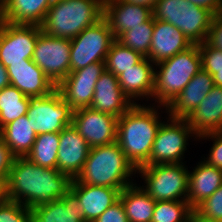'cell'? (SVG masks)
<instances>
[{
	"label": "cell",
	"mask_w": 222,
	"mask_h": 222,
	"mask_svg": "<svg viewBox=\"0 0 222 222\" xmlns=\"http://www.w3.org/2000/svg\"><path fill=\"white\" fill-rule=\"evenodd\" d=\"M71 182L58 169L40 167L26 157H15L6 181L7 199L33 209L63 197Z\"/></svg>",
	"instance_id": "1"
},
{
	"label": "cell",
	"mask_w": 222,
	"mask_h": 222,
	"mask_svg": "<svg viewBox=\"0 0 222 222\" xmlns=\"http://www.w3.org/2000/svg\"><path fill=\"white\" fill-rule=\"evenodd\" d=\"M133 104L117 120L116 142L127 159L138 169L144 166L150 157L157 132L162 124L157 105Z\"/></svg>",
	"instance_id": "2"
},
{
	"label": "cell",
	"mask_w": 222,
	"mask_h": 222,
	"mask_svg": "<svg viewBox=\"0 0 222 222\" xmlns=\"http://www.w3.org/2000/svg\"><path fill=\"white\" fill-rule=\"evenodd\" d=\"M137 169L127 159L117 142L92 147L76 180L81 184L107 186L122 191L134 182ZM130 177V178H129Z\"/></svg>",
	"instance_id": "3"
},
{
	"label": "cell",
	"mask_w": 222,
	"mask_h": 222,
	"mask_svg": "<svg viewBox=\"0 0 222 222\" xmlns=\"http://www.w3.org/2000/svg\"><path fill=\"white\" fill-rule=\"evenodd\" d=\"M103 15L104 0H57L52 2L41 28L50 36L73 39Z\"/></svg>",
	"instance_id": "4"
},
{
	"label": "cell",
	"mask_w": 222,
	"mask_h": 222,
	"mask_svg": "<svg viewBox=\"0 0 222 222\" xmlns=\"http://www.w3.org/2000/svg\"><path fill=\"white\" fill-rule=\"evenodd\" d=\"M155 67L153 99L167 107L202 69L198 44L156 63Z\"/></svg>",
	"instance_id": "5"
},
{
	"label": "cell",
	"mask_w": 222,
	"mask_h": 222,
	"mask_svg": "<svg viewBox=\"0 0 222 222\" xmlns=\"http://www.w3.org/2000/svg\"><path fill=\"white\" fill-rule=\"evenodd\" d=\"M156 20L177 27L192 44L207 40L214 15L186 0H158L152 10Z\"/></svg>",
	"instance_id": "6"
},
{
	"label": "cell",
	"mask_w": 222,
	"mask_h": 222,
	"mask_svg": "<svg viewBox=\"0 0 222 222\" xmlns=\"http://www.w3.org/2000/svg\"><path fill=\"white\" fill-rule=\"evenodd\" d=\"M188 172L184 163L155 164L137 169L146 184L142 188L156 202L187 200Z\"/></svg>",
	"instance_id": "7"
},
{
	"label": "cell",
	"mask_w": 222,
	"mask_h": 222,
	"mask_svg": "<svg viewBox=\"0 0 222 222\" xmlns=\"http://www.w3.org/2000/svg\"><path fill=\"white\" fill-rule=\"evenodd\" d=\"M108 21L103 17L95 25L85 28L71 39L70 72L96 62H105L115 41Z\"/></svg>",
	"instance_id": "8"
},
{
	"label": "cell",
	"mask_w": 222,
	"mask_h": 222,
	"mask_svg": "<svg viewBox=\"0 0 222 222\" xmlns=\"http://www.w3.org/2000/svg\"><path fill=\"white\" fill-rule=\"evenodd\" d=\"M194 135L196 138L197 136L187 119L169 116L167 122H162L155 137L149 160L144 166L183 163L187 141Z\"/></svg>",
	"instance_id": "9"
},
{
	"label": "cell",
	"mask_w": 222,
	"mask_h": 222,
	"mask_svg": "<svg viewBox=\"0 0 222 222\" xmlns=\"http://www.w3.org/2000/svg\"><path fill=\"white\" fill-rule=\"evenodd\" d=\"M73 111L56 89L47 96L31 98L26 115L32 130L38 135L60 133L72 125Z\"/></svg>",
	"instance_id": "10"
},
{
	"label": "cell",
	"mask_w": 222,
	"mask_h": 222,
	"mask_svg": "<svg viewBox=\"0 0 222 222\" xmlns=\"http://www.w3.org/2000/svg\"><path fill=\"white\" fill-rule=\"evenodd\" d=\"M71 39L53 37L41 31L32 60L57 86L70 73Z\"/></svg>",
	"instance_id": "11"
},
{
	"label": "cell",
	"mask_w": 222,
	"mask_h": 222,
	"mask_svg": "<svg viewBox=\"0 0 222 222\" xmlns=\"http://www.w3.org/2000/svg\"><path fill=\"white\" fill-rule=\"evenodd\" d=\"M39 25L10 24L0 20V62L5 66L32 59Z\"/></svg>",
	"instance_id": "12"
},
{
	"label": "cell",
	"mask_w": 222,
	"mask_h": 222,
	"mask_svg": "<svg viewBox=\"0 0 222 222\" xmlns=\"http://www.w3.org/2000/svg\"><path fill=\"white\" fill-rule=\"evenodd\" d=\"M105 71V62H96L70 72L56 89L73 110L91 106L95 84Z\"/></svg>",
	"instance_id": "13"
},
{
	"label": "cell",
	"mask_w": 222,
	"mask_h": 222,
	"mask_svg": "<svg viewBox=\"0 0 222 222\" xmlns=\"http://www.w3.org/2000/svg\"><path fill=\"white\" fill-rule=\"evenodd\" d=\"M118 118L90 107L73 111L72 125L90 148L116 142Z\"/></svg>",
	"instance_id": "14"
},
{
	"label": "cell",
	"mask_w": 222,
	"mask_h": 222,
	"mask_svg": "<svg viewBox=\"0 0 222 222\" xmlns=\"http://www.w3.org/2000/svg\"><path fill=\"white\" fill-rule=\"evenodd\" d=\"M90 147L73 125L66 126L59 137L57 169L71 179L81 173Z\"/></svg>",
	"instance_id": "15"
},
{
	"label": "cell",
	"mask_w": 222,
	"mask_h": 222,
	"mask_svg": "<svg viewBox=\"0 0 222 222\" xmlns=\"http://www.w3.org/2000/svg\"><path fill=\"white\" fill-rule=\"evenodd\" d=\"M132 105L133 103L122 91L118 77L105 70L95 84L90 108L119 118Z\"/></svg>",
	"instance_id": "16"
},
{
	"label": "cell",
	"mask_w": 222,
	"mask_h": 222,
	"mask_svg": "<svg viewBox=\"0 0 222 222\" xmlns=\"http://www.w3.org/2000/svg\"><path fill=\"white\" fill-rule=\"evenodd\" d=\"M10 85L16 87L25 96L44 97L56 90V85L44 72L28 59L26 63L12 64L6 67Z\"/></svg>",
	"instance_id": "17"
},
{
	"label": "cell",
	"mask_w": 222,
	"mask_h": 222,
	"mask_svg": "<svg viewBox=\"0 0 222 222\" xmlns=\"http://www.w3.org/2000/svg\"><path fill=\"white\" fill-rule=\"evenodd\" d=\"M70 189L77 195L85 222H94L105 210L119 200L120 190L107 186L81 184L72 179Z\"/></svg>",
	"instance_id": "18"
},
{
	"label": "cell",
	"mask_w": 222,
	"mask_h": 222,
	"mask_svg": "<svg viewBox=\"0 0 222 222\" xmlns=\"http://www.w3.org/2000/svg\"><path fill=\"white\" fill-rule=\"evenodd\" d=\"M192 45L177 27L165 21L154 19L153 36L147 58L156 64L173 57Z\"/></svg>",
	"instance_id": "19"
},
{
	"label": "cell",
	"mask_w": 222,
	"mask_h": 222,
	"mask_svg": "<svg viewBox=\"0 0 222 222\" xmlns=\"http://www.w3.org/2000/svg\"><path fill=\"white\" fill-rule=\"evenodd\" d=\"M214 86L213 77L201 69L165 108L167 116L187 119Z\"/></svg>",
	"instance_id": "20"
},
{
	"label": "cell",
	"mask_w": 222,
	"mask_h": 222,
	"mask_svg": "<svg viewBox=\"0 0 222 222\" xmlns=\"http://www.w3.org/2000/svg\"><path fill=\"white\" fill-rule=\"evenodd\" d=\"M103 16L117 39L131 27L140 26L148 21L153 16V12L148 7L134 5L125 0H104Z\"/></svg>",
	"instance_id": "21"
},
{
	"label": "cell",
	"mask_w": 222,
	"mask_h": 222,
	"mask_svg": "<svg viewBox=\"0 0 222 222\" xmlns=\"http://www.w3.org/2000/svg\"><path fill=\"white\" fill-rule=\"evenodd\" d=\"M28 222H85L77 195L69 189L63 197L30 209Z\"/></svg>",
	"instance_id": "22"
},
{
	"label": "cell",
	"mask_w": 222,
	"mask_h": 222,
	"mask_svg": "<svg viewBox=\"0 0 222 222\" xmlns=\"http://www.w3.org/2000/svg\"><path fill=\"white\" fill-rule=\"evenodd\" d=\"M187 121L197 137L222 131V87L214 86Z\"/></svg>",
	"instance_id": "23"
},
{
	"label": "cell",
	"mask_w": 222,
	"mask_h": 222,
	"mask_svg": "<svg viewBox=\"0 0 222 222\" xmlns=\"http://www.w3.org/2000/svg\"><path fill=\"white\" fill-rule=\"evenodd\" d=\"M51 4V0H0V20L41 26Z\"/></svg>",
	"instance_id": "24"
},
{
	"label": "cell",
	"mask_w": 222,
	"mask_h": 222,
	"mask_svg": "<svg viewBox=\"0 0 222 222\" xmlns=\"http://www.w3.org/2000/svg\"><path fill=\"white\" fill-rule=\"evenodd\" d=\"M144 57L133 68L125 70L118 76L120 87L133 104L141 98H153L155 64ZM139 97V98H138Z\"/></svg>",
	"instance_id": "25"
},
{
	"label": "cell",
	"mask_w": 222,
	"mask_h": 222,
	"mask_svg": "<svg viewBox=\"0 0 222 222\" xmlns=\"http://www.w3.org/2000/svg\"><path fill=\"white\" fill-rule=\"evenodd\" d=\"M188 181L187 201L194 210L222 185V170L200 161L188 172Z\"/></svg>",
	"instance_id": "26"
},
{
	"label": "cell",
	"mask_w": 222,
	"mask_h": 222,
	"mask_svg": "<svg viewBox=\"0 0 222 222\" xmlns=\"http://www.w3.org/2000/svg\"><path fill=\"white\" fill-rule=\"evenodd\" d=\"M129 222H151L156 201L137 184L124 188L119 195Z\"/></svg>",
	"instance_id": "27"
},
{
	"label": "cell",
	"mask_w": 222,
	"mask_h": 222,
	"mask_svg": "<svg viewBox=\"0 0 222 222\" xmlns=\"http://www.w3.org/2000/svg\"><path fill=\"white\" fill-rule=\"evenodd\" d=\"M0 137L15 157H26L37 137L27 115L20 116L0 129Z\"/></svg>",
	"instance_id": "28"
},
{
	"label": "cell",
	"mask_w": 222,
	"mask_h": 222,
	"mask_svg": "<svg viewBox=\"0 0 222 222\" xmlns=\"http://www.w3.org/2000/svg\"><path fill=\"white\" fill-rule=\"evenodd\" d=\"M31 97L9 85L0 90V129L20 116L26 115Z\"/></svg>",
	"instance_id": "29"
},
{
	"label": "cell",
	"mask_w": 222,
	"mask_h": 222,
	"mask_svg": "<svg viewBox=\"0 0 222 222\" xmlns=\"http://www.w3.org/2000/svg\"><path fill=\"white\" fill-rule=\"evenodd\" d=\"M59 137L60 133L38 134L26 158L40 167L57 169Z\"/></svg>",
	"instance_id": "30"
},
{
	"label": "cell",
	"mask_w": 222,
	"mask_h": 222,
	"mask_svg": "<svg viewBox=\"0 0 222 222\" xmlns=\"http://www.w3.org/2000/svg\"><path fill=\"white\" fill-rule=\"evenodd\" d=\"M144 57L131 48L123 46L115 40L108 51L105 59V70L113 73L116 77L121 75L125 70L133 68Z\"/></svg>",
	"instance_id": "31"
},
{
	"label": "cell",
	"mask_w": 222,
	"mask_h": 222,
	"mask_svg": "<svg viewBox=\"0 0 222 222\" xmlns=\"http://www.w3.org/2000/svg\"><path fill=\"white\" fill-rule=\"evenodd\" d=\"M154 29V17L140 24V26L131 27L130 30L123 32L116 40L123 46L139 52L143 57L149 55L151 39Z\"/></svg>",
	"instance_id": "32"
},
{
	"label": "cell",
	"mask_w": 222,
	"mask_h": 222,
	"mask_svg": "<svg viewBox=\"0 0 222 222\" xmlns=\"http://www.w3.org/2000/svg\"><path fill=\"white\" fill-rule=\"evenodd\" d=\"M193 212L187 200L157 201L151 222H191Z\"/></svg>",
	"instance_id": "33"
},
{
	"label": "cell",
	"mask_w": 222,
	"mask_h": 222,
	"mask_svg": "<svg viewBox=\"0 0 222 222\" xmlns=\"http://www.w3.org/2000/svg\"><path fill=\"white\" fill-rule=\"evenodd\" d=\"M194 213L200 218L222 221V185L201 202Z\"/></svg>",
	"instance_id": "34"
},
{
	"label": "cell",
	"mask_w": 222,
	"mask_h": 222,
	"mask_svg": "<svg viewBox=\"0 0 222 222\" xmlns=\"http://www.w3.org/2000/svg\"><path fill=\"white\" fill-rule=\"evenodd\" d=\"M30 209L19 202L6 200L0 203V222H28Z\"/></svg>",
	"instance_id": "35"
},
{
	"label": "cell",
	"mask_w": 222,
	"mask_h": 222,
	"mask_svg": "<svg viewBox=\"0 0 222 222\" xmlns=\"http://www.w3.org/2000/svg\"><path fill=\"white\" fill-rule=\"evenodd\" d=\"M202 70L213 75V67H222V50L212 47L207 41L198 44Z\"/></svg>",
	"instance_id": "36"
},
{
	"label": "cell",
	"mask_w": 222,
	"mask_h": 222,
	"mask_svg": "<svg viewBox=\"0 0 222 222\" xmlns=\"http://www.w3.org/2000/svg\"><path fill=\"white\" fill-rule=\"evenodd\" d=\"M199 137V138H198ZM196 139H212L213 145L210 149L208 157H204V161L218 169L222 170V131L208 132L198 136ZM206 159V160H205Z\"/></svg>",
	"instance_id": "37"
},
{
	"label": "cell",
	"mask_w": 222,
	"mask_h": 222,
	"mask_svg": "<svg viewBox=\"0 0 222 222\" xmlns=\"http://www.w3.org/2000/svg\"><path fill=\"white\" fill-rule=\"evenodd\" d=\"M94 222H129L121 200L105 210Z\"/></svg>",
	"instance_id": "38"
},
{
	"label": "cell",
	"mask_w": 222,
	"mask_h": 222,
	"mask_svg": "<svg viewBox=\"0 0 222 222\" xmlns=\"http://www.w3.org/2000/svg\"><path fill=\"white\" fill-rule=\"evenodd\" d=\"M15 156L0 137V178L8 179Z\"/></svg>",
	"instance_id": "39"
},
{
	"label": "cell",
	"mask_w": 222,
	"mask_h": 222,
	"mask_svg": "<svg viewBox=\"0 0 222 222\" xmlns=\"http://www.w3.org/2000/svg\"><path fill=\"white\" fill-rule=\"evenodd\" d=\"M212 47L222 50V17L217 14L213 17L209 34L206 40Z\"/></svg>",
	"instance_id": "40"
},
{
	"label": "cell",
	"mask_w": 222,
	"mask_h": 222,
	"mask_svg": "<svg viewBox=\"0 0 222 222\" xmlns=\"http://www.w3.org/2000/svg\"><path fill=\"white\" fill-rule=\"evenodd\" d=\"M194 5L209 10L214 16L217 15L221 8L219 0H186Z\"/></svg>",
	"instance_id": "41"
},
{
	"label": "cell",
	"mask_w": 222,
	"mask_h": 222,
	"mask_svg": "<svg viewBox=\"0 0 222 222\" xmlns=\"http://www.w3.org/2000/svg\"><path fill=\"white\" fill-rule=\"evenodd\" d=\"M10 85L6 67L0 62V90Z\"/></svg>",
	"instance_id": "42"
},
{
	"label": "cell",
	"mask_w": 222,
	"mask_h": 222,
	"mask_svg": "<svg viewBox=\"0 0 222 222\" xmlns=\"http://www.w3.org/2000/svg\"><path fill=\"white\" fill-rule=\"evenodd\" d=\"M131 4L141 5L144 7H148L150 9H154V6L158 0H125Z\"/></svg>",
	"instance_id": "43"
},
{
	"label": "cell",
	"mask_w": 222,
	"mask_h": 222,
	"mask_svg": "<svg viewBox=\"0 0 222 222\" xmlns=\"http://www.w3.org/2000/svg\"><path fill=\"white\" fill-rule=\"evenodd\" d=\"M214 85L222 87V67H213Z\"/></svg>",
	"instance_id": "44"
},
{
	"label": "cell",
	"mask_w": 222,
	"mask_h": 222,
	"mask_svg": "<svg viewBox=\"0 0 222 222\" xmlns=\"http://www.w3.org/2000/svg\"><path fill=\"white\" fill-rule=\"evenodd\" d=\"M7 200V185L4 178H0V203Z\"/></svg>",
	"instance_id": "45"
},
{
	"label": "cell",
	"mask_w": 222,
	"mask_h": 222,
	"mask_svg": "<svg viewBox=\"0 0 222 222\" xmlns=\"http://www.w3.org/2000/svg\"><path fill=\"white\" fill-rule=\"evenodd\" d=\"M191 221L192 222H222V221H218V220L200 218L194 212L192 214Z\"/></svg>",
	"instance_id": "46"
},
{
	"label": "cell",
	"mask_w": 222,
	"mask_h": 222,
	"mask_svg": "<svg viewBox=\"0 0 222 222\" xmlns=\"http://www.w3.org/2000/svg\"><path fill=\"white\" fill-rule=\"evenodd\" d=\"M218 14L222 17V3H221V8Z\"/></svg>",
	"instance_id": "47"
}]
</instances>
